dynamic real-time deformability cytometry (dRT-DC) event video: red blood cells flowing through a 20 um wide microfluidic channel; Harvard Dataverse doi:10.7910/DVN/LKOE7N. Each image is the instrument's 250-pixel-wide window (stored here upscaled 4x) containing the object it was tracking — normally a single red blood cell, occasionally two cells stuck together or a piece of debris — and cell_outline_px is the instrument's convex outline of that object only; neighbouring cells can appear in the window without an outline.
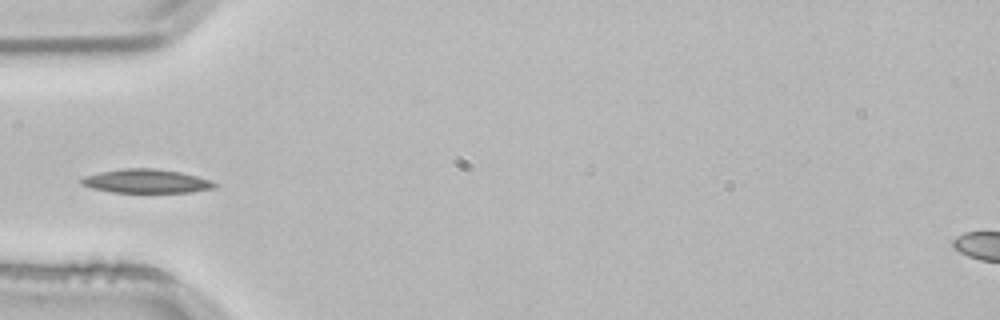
{"species": "common noctule bat (a hibernating species)", "species_latin": "Nyctalus noctula", "temperature_condition": "room temperature", "stored_images_in_passage": 3, "camera_frame_rate_fps": 3000, "um_per_image_px": 0.085, "animal": {"sex": "male", "body_mass_g": 21.5, "forearm_length_mm": 52.0}, "frame": {"image": 1, "passage_image": 3, "time_ms": 0.667, "image_size_px": [1000, 320], "cell_outline_px": [[220, 184], [216, 188], [192, 192], [112, 192], [92, 188], [80, 184], [80, 180], [84, 176], [100, 172], [124, 168], [156, 168], [180, 172], [212, 180]], "centroid_in_image_um": [12.48, 15.4], "position_along_channel_um": 72.5, "area_um2": 18.61}}